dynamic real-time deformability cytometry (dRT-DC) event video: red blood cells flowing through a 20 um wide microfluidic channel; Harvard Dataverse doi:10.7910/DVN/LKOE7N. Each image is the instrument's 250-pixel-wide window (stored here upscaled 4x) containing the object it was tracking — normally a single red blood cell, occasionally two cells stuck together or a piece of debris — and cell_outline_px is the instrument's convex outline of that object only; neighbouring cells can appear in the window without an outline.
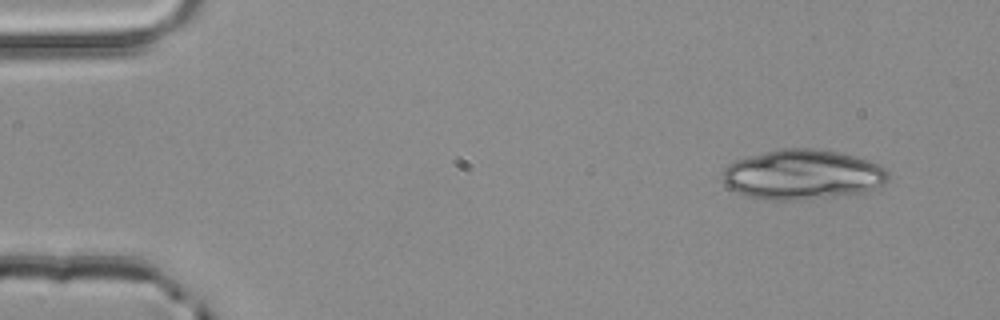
{"species": "common noctule bat (a hibernating species)", "species_latin": "Nyctalus noctula", "temperature_condition": "room temperature", "stored_images_in_passage": 4, "camera_frame_rate_fps": 3000, "um_per_image_px": 0.085, "animal": {"sex": "male", "body_mass_g": 20.4}, "frame": {"image": 1, "passage_image": 1, "time_ms": 0.0, "image_size_px": [1000, 320], "cell_outline_px": [[888, 180], [884, 184], [876, 188], [860, 192], [800, 200], [772, 200], [748, 196], [736, 192], [728, 188], [724, 180], [724, 168], [728, 164], [736, 160], [784, 148], [820, 148], [840, 152], [856, 156], [880, 164], [888, 172]], "centroid_in_image_um": [68.25, 14.83], "position_along_channel_um": 16.8, "area_um2": 47.86}}